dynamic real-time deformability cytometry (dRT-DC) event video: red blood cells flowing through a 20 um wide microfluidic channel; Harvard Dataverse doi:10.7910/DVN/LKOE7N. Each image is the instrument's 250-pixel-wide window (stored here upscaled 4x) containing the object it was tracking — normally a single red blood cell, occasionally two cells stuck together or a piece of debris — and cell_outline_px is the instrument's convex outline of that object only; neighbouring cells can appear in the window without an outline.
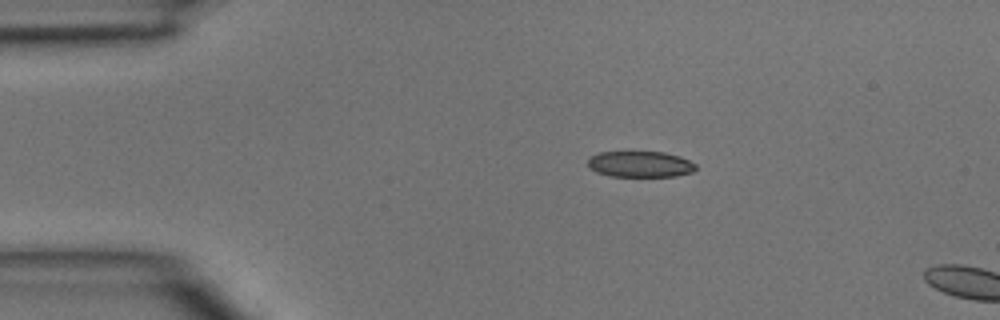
{"species": "common noctule bat (a hibernating species)", "species_latin": "Nyctalus noctula", "temperature_condition": "room temperature", "stored_images_in_passage": 4, "camera_frame_rate_fps": 3000, "um_per_image_px": 0.085, "animal": {"sex": "male", "body_mass_g": 15.6}, "frame": {"image": 1, "passage_image": 1, "time_ms": 0.0, "image_size_px": [1000, 320], "cell_outline_px": [[696, 168], [692, 172], [676, 176], [612, 176], [596, 172], [588, 164], [588, 156], [600, 152], [664, 152], [680, 156], [696, 164]], "centroid_in_image_um": [54.42, 13.95], "position_along_channel_um": 30.6, "area_um2": 16.3}}